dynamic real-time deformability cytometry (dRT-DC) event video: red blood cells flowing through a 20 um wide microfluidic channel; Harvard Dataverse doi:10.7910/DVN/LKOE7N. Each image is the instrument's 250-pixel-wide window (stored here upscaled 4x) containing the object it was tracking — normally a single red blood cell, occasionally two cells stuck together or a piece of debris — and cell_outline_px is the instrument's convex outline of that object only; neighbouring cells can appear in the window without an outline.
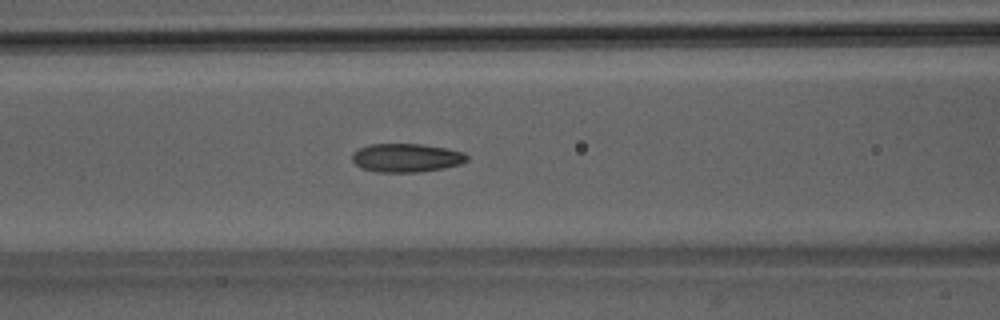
{"species": "Egyptian fruit bat (a non-hibernating species)", "species_latin": "Rousettus aegyptiacus", "temperature_condition": "room temperature", "stored_images_in_passage": 34, "camera_frame_rate_fps": 3000, "um_per_image_px": 0.085, "animal": {"sex": "male"}, "frame": {"image": 1, "passage_image": 5, "time_ms": 1.333, "image_size_px": [1000, 320], "cell_outline_px": [[468, 160], [460, 164], [444, 168], [420, 172], [376, 172], [360, 168], [352, 160], [352, 152], [368, 144], [420, 144], [444, 148], [464, 152], [468, 156]], "centroid_in_image_um": [34.52, 13.42], "position_along_channel_um": 132.1, "area_um2": 19.19}}
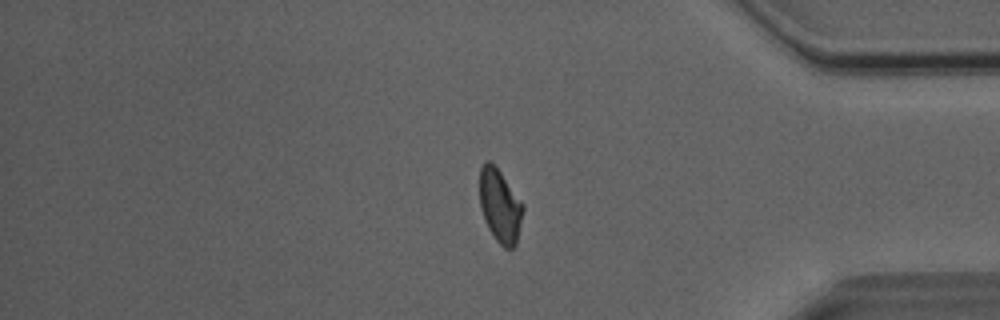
{"frame": {"image": 2, "passage_image": 26, "time_ms": 8.333, "image_size_px": [1000, 320], "cell_outline_px": [[524, 208], [516, 244], [512, 248], [504, 248], [496, 240], [488, 228], [480, 208], [480, 168], [484, 160], [492, 160], [524, 204]], "centroid_in_image_um": [42.49, 17.45], "position_along_channel_um": 392.7, "area_um2": 18.67}}
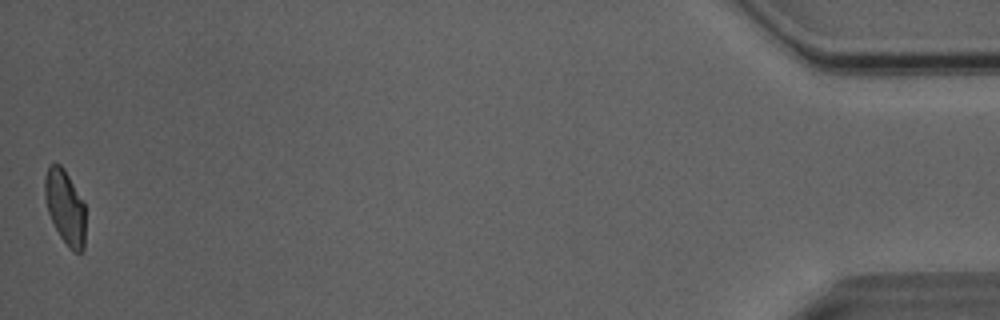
{"frame": {"image": 3, "passage_image": 34, "time_ms": 11.0, "image_size_px": [1000, 320], "cell_outline_px": [[84, 248], [80, 252], [72, 252], [60, 236], [48, 212], [44, 196], [44, 180], [48, 164], [60, 164], [64, 168], [84, 200]], "centroid_in_image_um": [5.53, 17.56], "position_along_channel_um": 429.7, "area_um2": 17.69}}